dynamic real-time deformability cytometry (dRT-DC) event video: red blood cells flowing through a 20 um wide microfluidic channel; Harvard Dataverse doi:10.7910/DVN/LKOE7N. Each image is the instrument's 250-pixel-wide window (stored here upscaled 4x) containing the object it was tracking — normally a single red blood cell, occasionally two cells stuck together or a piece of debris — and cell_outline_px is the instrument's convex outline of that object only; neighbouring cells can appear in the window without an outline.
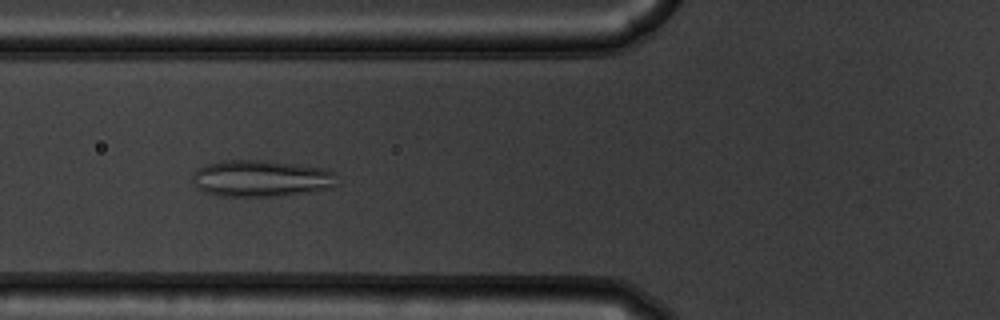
{"species": "common noctule bat (a hibernating species)", "species_latin": "Nyctalus noctula", "temperature_condition": "warm", "stored_images_in_passage": 54, "camera_frame_rate_fps": 3000, "um_per_image_px": 0.085, "animal": {"sex": "male", "body_mass_g": 19.5, "forearm_length_mm": 54.6}, "frame": {"image": 1, "passage_image": 21, "time_ms": 6.667, "image_size_px": [1000, 320], "cell_outline_px": [[340, 184], [332, 188], [276, 196], [216, 196], [204, 192], [196, 188], [192, 180], [192, 172], [196, 168], [204, 164], [224, 160], [268, 160], [324, 168], [336, 172]], "centroid_in_image_um": [22.19, 15.16], "position_along_channel_um": 103.6, "area_um2": 31.5}}
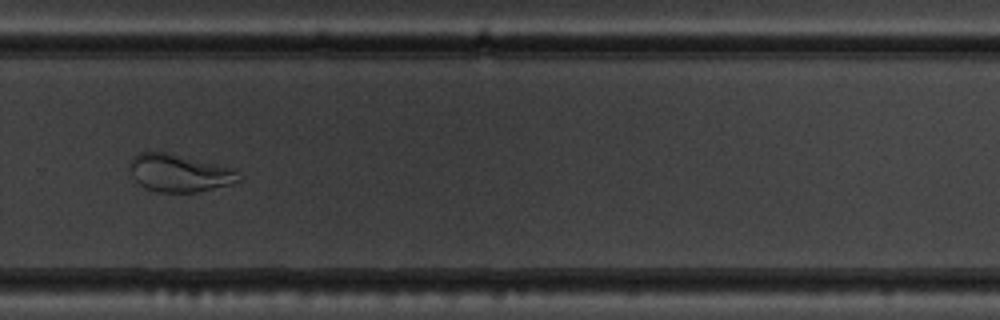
{"frame": {"image": 2, "passage_image": 38, "time_ms": 12.333, "image_size_px": [1000, 320], "cell_outline_px": [[244, 180], [232, 184], [196, 192], [156, 192], [144, 188], [132, 176], [128, 168], [128, 160], [132, 156], [140, 152], [168, 152], [236, 168], [240, 172]], "centroid_in_image_um": [15.27, 14.69], "position_along_channel_um": 314.5, "area_um2": 24.57}}
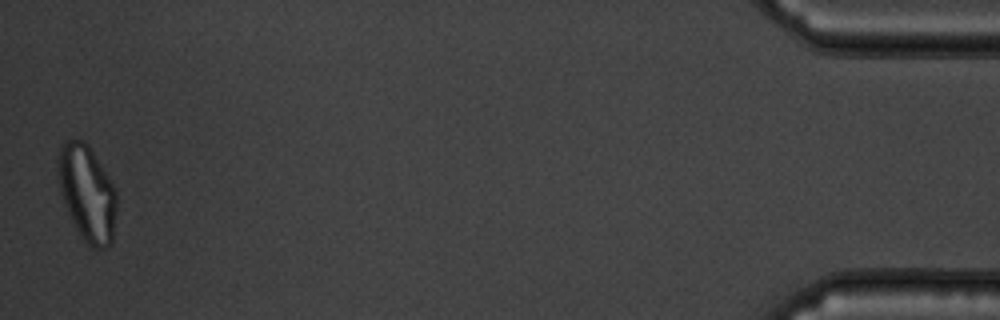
{"frame": {"image": 3, "passage_image": 54, "time_ms": 17.667, "image_size_px": [1000, 320], "cell_outline_px": [[116, 208], [112, 240], [108, 248], [88, 248], [80, 236], [68, 212], [60, 188], [60, 144], [68, 140], [84, 140], [88, 144], [112, 180], [116, 188]], "centroid_in_image_um": [7.46, 16.45], "position_along_channel_um": 427.7, "area_um2": 32.43}}